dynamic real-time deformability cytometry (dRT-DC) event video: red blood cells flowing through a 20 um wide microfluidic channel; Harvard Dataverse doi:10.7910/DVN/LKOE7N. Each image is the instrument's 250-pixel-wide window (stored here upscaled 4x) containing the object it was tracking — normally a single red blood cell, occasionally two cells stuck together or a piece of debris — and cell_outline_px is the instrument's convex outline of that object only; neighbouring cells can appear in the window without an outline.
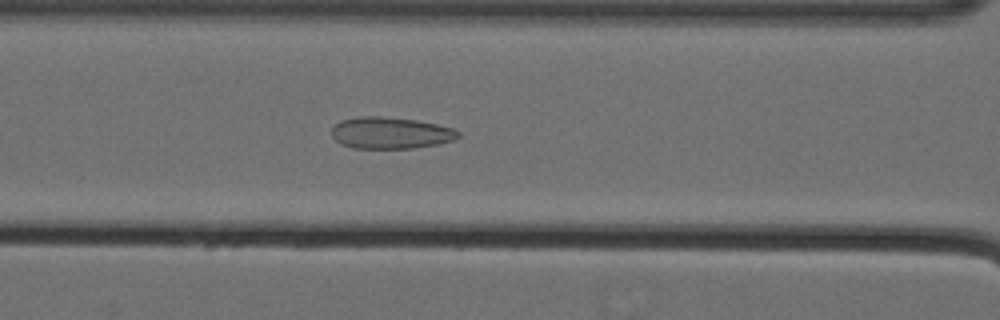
{"species": "Egyptian fruit bat (a non-hibernating species)", "species_latin": "Rousettus aegyptiacus", "temperature_condition": "cold", "stored_images_in_passage": 60, "camera_frame_rate_fps": 3000, "um_per_image_px": 0.085, "animal": {"sex": "female"}, "frame": {"image": 1, "passage_image": 29, "time_ms": 9.333, "image_size_px": [1000, 320], "cell_outline_px": [[460, 136], [452, 140], [440, 144], [412, 148], [352, 148], [340, 144], [332, 136], [332, 128], [340, 120], [360, 116], [380, 116], [416, 120], [436, 124], [452, 128], [460, 132]], "centroid_in_image_um": [33.18, 11.3], "position_along_channel_um": 133.4, "area_um2": 23.35}}
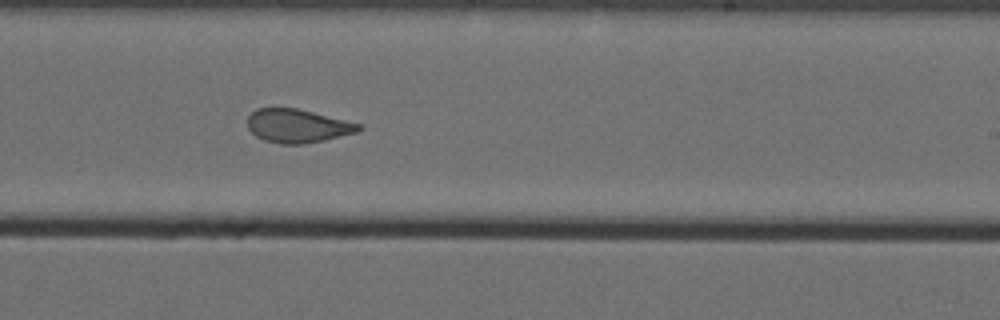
{"frame": {"image": 2, "passage_image": 40, "time_ms": 13.0, "image_size_px": [1000, 320], "cell_outline_px": [[364, 128], [356, 132], [324, 140], [304, 144], [280, 144], [264, 140], [256, 136], [248, 128], [248, 116], [256, 108], [296, 108], [360, 124]], "centroid_in_image_um": [25.26, 10.71], "position_along_channel_um": 263.7, "area_um2": 21.5}}
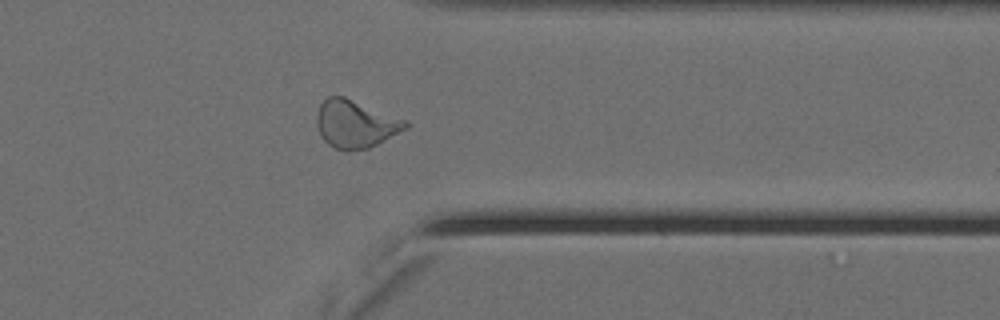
{"frame": {"image": 3, "passage_image": 50, "time_ms": 16.333, "image_size_px": [1000, 320], "cell_outline_px": [[408, 128], [368, 148], [348, 152], [344, 152], [328, 144], [324, 140], [316, 124], [316, 116], [320, 104], [328, 96], [344, 96], [408, 120]], "centroid_in_image_um": [30.22, 10.54], "position_along_channel_um": 381.2, "area_um2": 24.8}, "authors_computed_cell_mechanics": {"area_um2": 25.432, "velocity_mm_per_s": 3.5687, "shape_relaxation_time_tau1_ms": null, "shape_relaxation_time_tau2_ms": 1.4857, "deformation_change_tau1": null, "deformation_change_tau2": 0.0877}}